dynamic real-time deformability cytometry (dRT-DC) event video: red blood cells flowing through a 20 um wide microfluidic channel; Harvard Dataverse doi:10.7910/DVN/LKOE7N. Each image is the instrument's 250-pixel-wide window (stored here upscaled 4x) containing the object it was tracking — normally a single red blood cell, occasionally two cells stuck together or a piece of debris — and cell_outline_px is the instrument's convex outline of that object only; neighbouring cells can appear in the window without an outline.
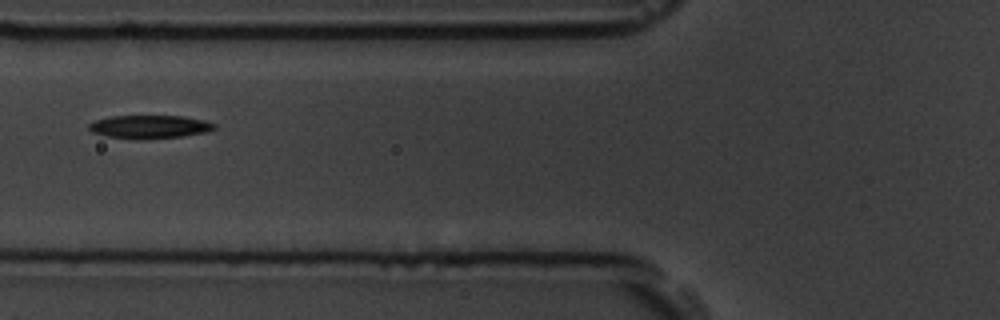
{"species": "common noctule bat (a hibernating species)", "species_latin": "Nyctalus noctula", "temperature_condition": "room temperature", "stored_images_in_passage": 6, "camera_frame_rate_fps": 3000, "um_per_image_px": 0.085, "animal": {"sex": "male", "body_mass_g": 19.5, "forearm_length_mm": 54.6}, "frame": {"image": 1, "passage_image": 2, "time_ms": 0.333, "image_size_px": [1000, 320], "cell_outline_px": [[216, 128], [208, 132], [184, 136], [148, 140], [136, 140], [108, 136], [92, 132], [88, 128], [88, 124], [96, 120], [108, 116], [184, 116], [204, 120], [216, 124]], "centroid_in_image_um": [12.74, 10.79], "position_along_channel_um": 113.1, "area_um2": 17.34}}
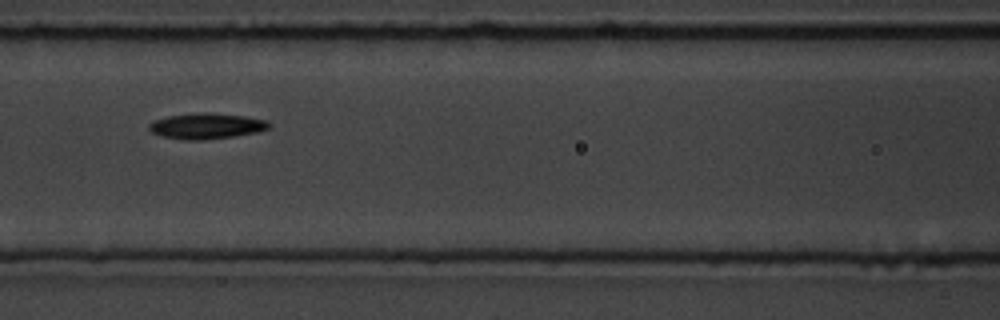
{"frame": {"image": 2, "passage_image": 3, "time_ms": 0.667, "image_size_px": [1000, 320], "cell_outline_px": [[272, 124], [268, 128], [256, 132], [232, 136], [200, 140], [184, 140], [160, 136], [152, 132], [148, 128], [148, 124], [152, 120], [168, 116], [196, 112], [212, 112], [244, 116], [268, 120]], "centroid_in_image_um": [17.51, 10.69], "position_along_channel_um": 149.1, "area_um2": 18.15}}
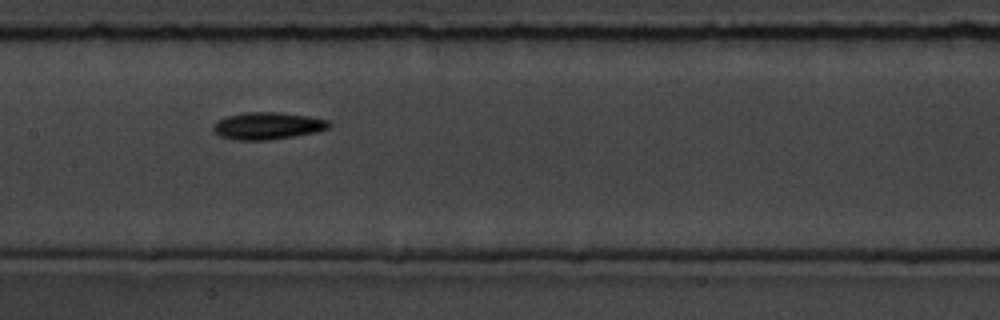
{"frame": {"image": 3, "passage_image": 4, "time_ms": 1.0, "image_size_px": [1000, 320], "cell_outline_px": [[332, 124], [328, 128], [316, 132], [268, 140], [232, 140], [220, 136], [212, 128], [212, 124], [216, 120], [228, 116], [248, 112], [280, 112], [308, 116], [328, 120]], "centroid_in_image_um": [22.72, 10.69], "position_along_channel_um": 184.7, "area_um2": 18.32}}